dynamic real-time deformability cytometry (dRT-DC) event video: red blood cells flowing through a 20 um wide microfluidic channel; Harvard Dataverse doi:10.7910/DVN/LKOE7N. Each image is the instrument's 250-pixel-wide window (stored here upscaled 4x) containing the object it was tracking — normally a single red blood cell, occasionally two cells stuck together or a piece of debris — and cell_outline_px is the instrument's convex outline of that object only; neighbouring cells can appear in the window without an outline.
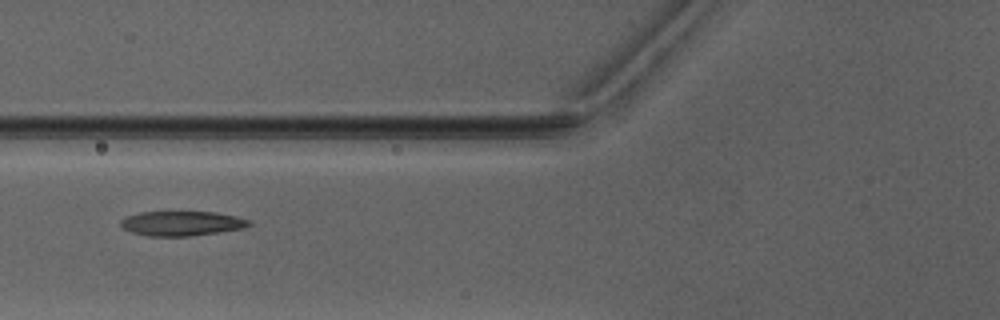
{"species": "Egyptian fruit bat (a non-hibernating species)", "species_latin": "Rousettus aegyptiacus", "temperature_condition": "warm", "stored_images_in_passage": 2, "camera_frame_rate_fps": 3000, "um_per_image_px": 0.085, "animal": {"sex": "male"}, "frame": {"image": 1, "passage_image": 2, "time_ms": 1.333, "image_size_px": [1000, 320], "cell_outline_px": [[252, 224], [240, 228], [216, 232], [188, 236], [148, 236], [132, 232], [124, 228], [120, 224], [120, 220], [124, 216], [140, 212], [216, 212], [236, 216], [248, 220]], "centroid_in_image_um": [15.38, 18.98], "position_along_channel_um": 110.4, "area_um2": 18.21}}